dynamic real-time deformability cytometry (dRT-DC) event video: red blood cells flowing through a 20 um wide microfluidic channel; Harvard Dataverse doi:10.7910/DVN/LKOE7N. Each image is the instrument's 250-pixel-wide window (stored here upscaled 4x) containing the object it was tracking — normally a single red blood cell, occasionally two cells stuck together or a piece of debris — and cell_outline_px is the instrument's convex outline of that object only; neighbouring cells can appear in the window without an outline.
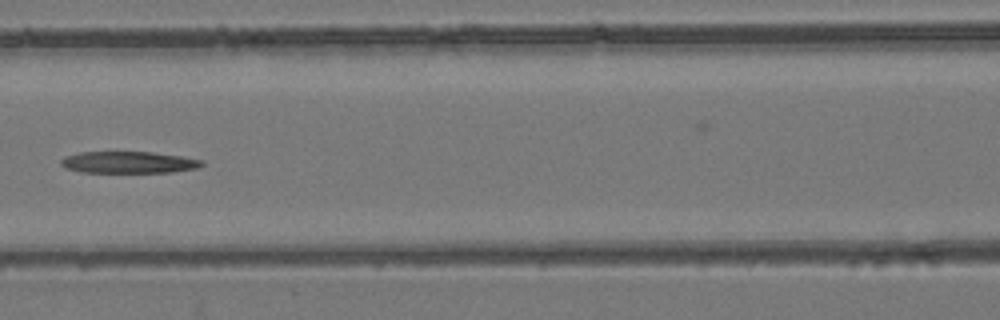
{"species": "common noctule bat (a hibernating species)", "species_latin": "Nyctalus noctula", "temperature_condition": "room temperature", "stored_images_in_passage": 7, "camera_frame_rate_fps": 3000, "um_per_image_px": 0.085, "animal": {"sex": "female", "body_mass_g": 24.6, "forearm_length_mm": 56.2}, "frame": {"image": 1, "passage_image": 6, "time_ms": 1.667, "image_size_px": [1000, 320], "cell_outline_px": [[204, 164], [196, 168], [172, 172], [80, 172], [64, 168], [60, 164], [60, 160], [64, 156], [80, 152], [152, 152], [180, 156], [204, 160]], "centroid_in_image_um": [10.89, 13.8], "position_along_channel_um": 155.7, "area_um2": 17.86}}
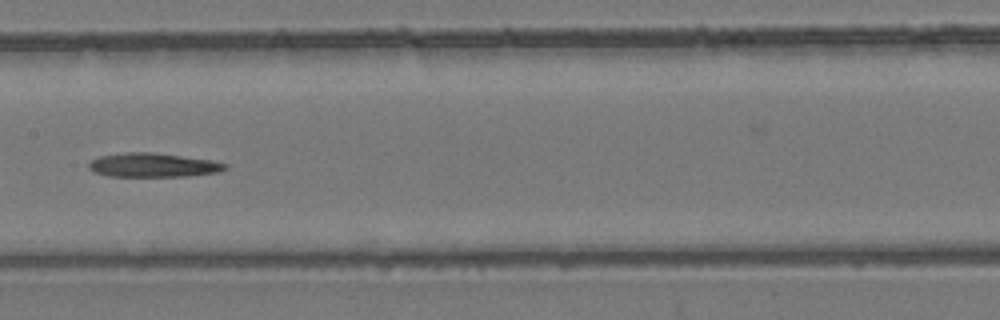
{"frame": {"image": 2, "passage_image": 7, "time_ms": 2.0, "image_size_px": [1000, 320], "cell_outline_px": [[228, 168], [220, 172], [188, 176], [108, 176], [96, 172], [88, 168], [88, 164], [92, 160], [100, 156], [128, 152], [152, 152], [212, 160], [228, 164]], "centroid_in_image_um": [13.06, 14.03], "position_along_channel_um": 194.3, "area_um2": 19.02}}